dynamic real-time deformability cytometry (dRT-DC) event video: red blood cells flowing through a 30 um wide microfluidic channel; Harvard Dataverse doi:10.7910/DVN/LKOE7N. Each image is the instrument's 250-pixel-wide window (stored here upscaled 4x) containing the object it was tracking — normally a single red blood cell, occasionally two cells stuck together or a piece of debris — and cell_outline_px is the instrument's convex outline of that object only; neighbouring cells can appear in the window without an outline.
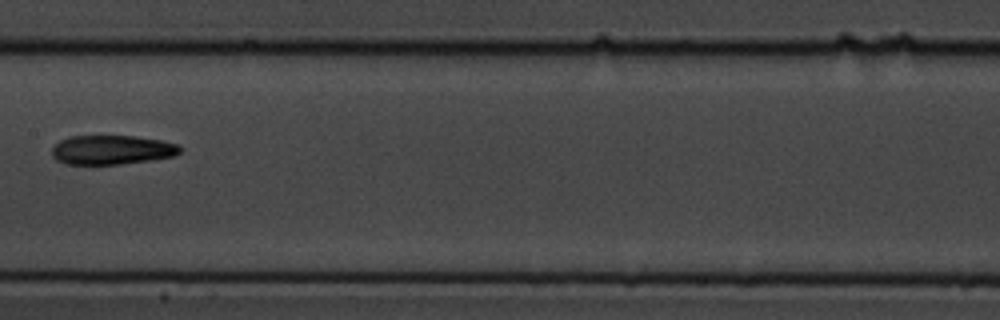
{"species": "common noctule bat (a hibernating species)", "species_latin": "Nyctalus noctula", "temperature_condition": "cold", "stored_images_in_passage": 13, "camera_frame_rate_fps": 3000, "um_per_image_px": 0.085, "animal": {"sex": "male", "body_mass_g": 19.5, "forearm_length_mm": 54.6}, "frame": {"image": 1, "passage_image": 6, "time_ms": 5.667, "image_size_px": [1000, 320], "cell_outline_px": [[180, 152], [172, 156], [152, 160], [120, 164], [64, 164], [56, 160], [52, 156], [52, 148], [60, 140], [72, 136], [136, 136], [160, 140], [176, 144], [180, 148]], "centroid_in_image_um": [9.47, 12.74], "position_along_channel_um": 197.9, "area_um2": 21.73}}
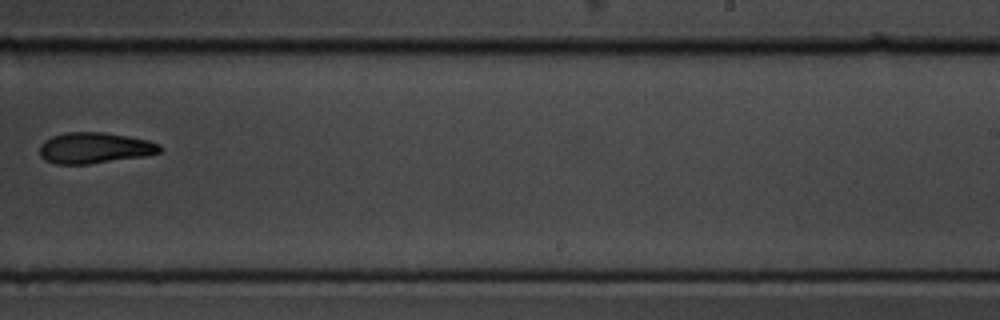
{"frame": {"image": 2, "passage_image": 8, "time_ms": 8.0, "image_size_px": [1000, 320], "cell_outline_px": [[160, 152], [144, 156], [88, 164], [56, 164], [44, 160], [40, 156], [40, 144], [44, 140], [52, 136], [64, 132], [104, 132], [128, 136], [148, 140], [160, 144]], "centroid_in_image_um": [8.0, 12.57], "position_along_channel_um": 281.0, "area_um2": 21.73}}
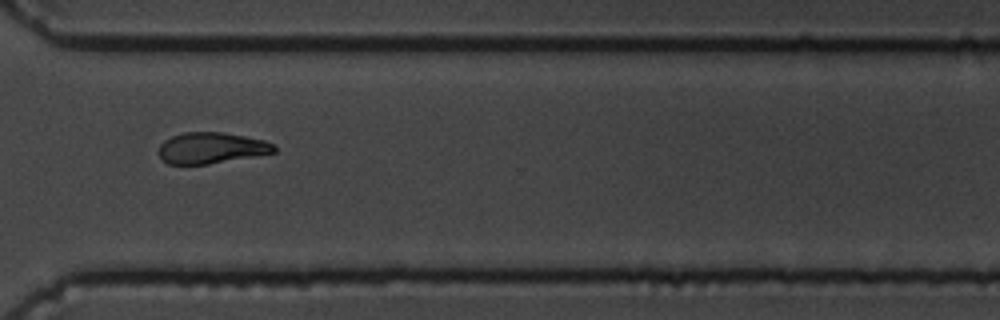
{"frame": {"image": 3, "passage_image": 10, "time_ms": 10.0, "image_size_px": [1000, 320], "cell_outline_px": [[276, 152], [256, 156], [208, 164], [168, 164], [160, 160], [156, 152], [160, 144], [164, 140], [172, 136], [184, 132], [224, 132], [264, 140], [272, 144], [276, 148]], "centroid_in_image_um": [17.9, 12.58], "position_along_channel_um": 352.7, "area_um2": 21.15}}